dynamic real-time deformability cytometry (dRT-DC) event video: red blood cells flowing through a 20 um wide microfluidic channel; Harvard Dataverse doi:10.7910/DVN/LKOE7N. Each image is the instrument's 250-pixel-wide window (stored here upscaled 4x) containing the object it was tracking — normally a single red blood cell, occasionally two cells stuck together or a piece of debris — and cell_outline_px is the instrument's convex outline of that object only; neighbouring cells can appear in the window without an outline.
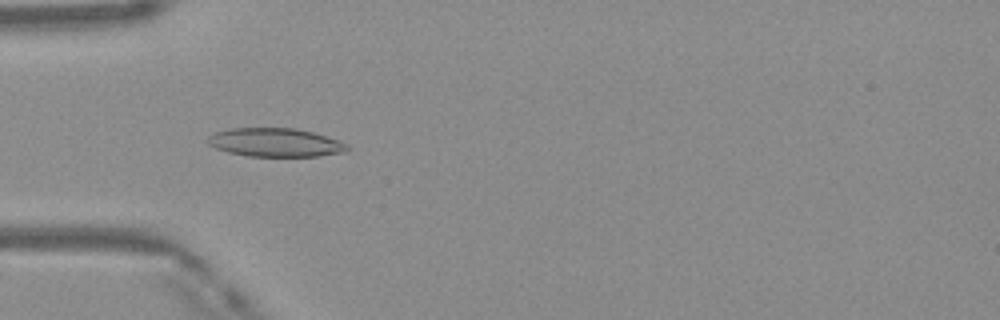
{"species": "Egyptian fruit bat (a non-hibernating species)", "species_latin": "Rousettus aegyptiacus", "temperature_condition": "warm", "stored_images_in_passage": 35, "camera_frame_rate_fps": 3000, "um_per_image_px": 0.085, "frame": {"image": 1, "passage_image": 1, "time_ms": 0.0, "image_size_px": [1000, 320], "cell_outline_px": [[352, 148], [348, 152], [320, 156], [248, 156], [228, 152], [216, 148], [208, 144], [208, 136], [216, 132], [232, 128], [296, 128], [312, 132], [348, 144]], "centroid_in_image_um": [23.44, 12.12], "position_along_channel_um": 61.6, "area_um2": 23.24}}
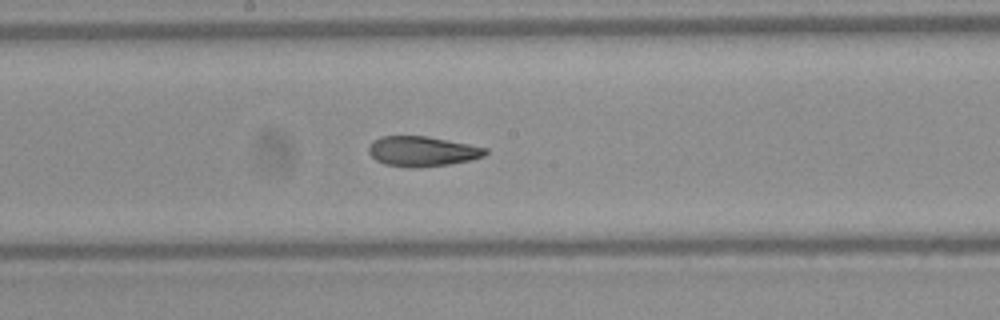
{"frame": {"image": 2, "passage_image": 12, "time_ms": 3.667, "image_size_px": [1000, 320], "cell_outline_px": [[488, 152], [484, 156], [472, 160], [448, 164], [420, 168], [412, 168], [384, 164], [376, 160], [368, 152], [368, 148], [372, 140], [380, 136], [428, 136], [488, 148]], "centroid_in_image_um": [35.88, 12.86], "position_along_channel_um": 212.3, "area_um2": 20.63}}
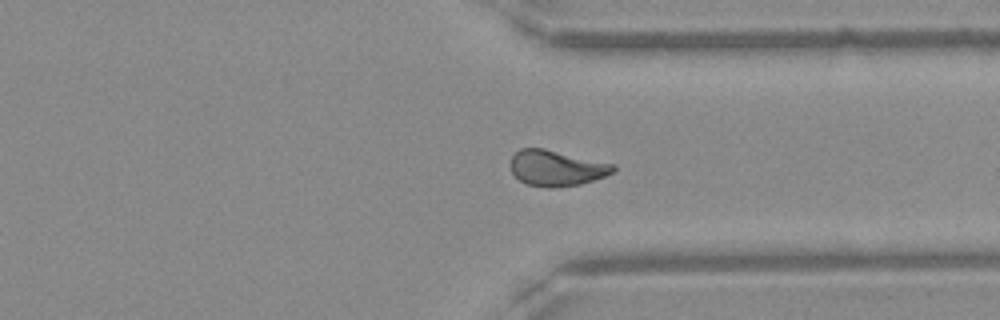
{"frame": {"image": 3, "passage_image": 23, "time_ms": 7.333, "image_size_px": [1000, 320], "cell_outline_px": [[616, 168], [612, 172], [604, 176], [580, 184], [556, 188], [548, 188], [524, 184], [512, 172], [508, 164], [512, 156], [520, 148], [544, 148], [616, 164]], "centroid_in_image_um": [47.27, 14.28], "position_along_channel_um": 364.1, "area_um2": 21.62}, "authors_computed_cell_mechanics": {"area_um2": 21.2126, "velocity_mm_per_s": 4.1467, "shape_relaxation_time_tau1_ms": 8.3242, "shape_relaxation_time_tau2_ms": 1.6472, "deformation_change_tau1": 0.2248, "deformation_change_tau2": 0.0737}}